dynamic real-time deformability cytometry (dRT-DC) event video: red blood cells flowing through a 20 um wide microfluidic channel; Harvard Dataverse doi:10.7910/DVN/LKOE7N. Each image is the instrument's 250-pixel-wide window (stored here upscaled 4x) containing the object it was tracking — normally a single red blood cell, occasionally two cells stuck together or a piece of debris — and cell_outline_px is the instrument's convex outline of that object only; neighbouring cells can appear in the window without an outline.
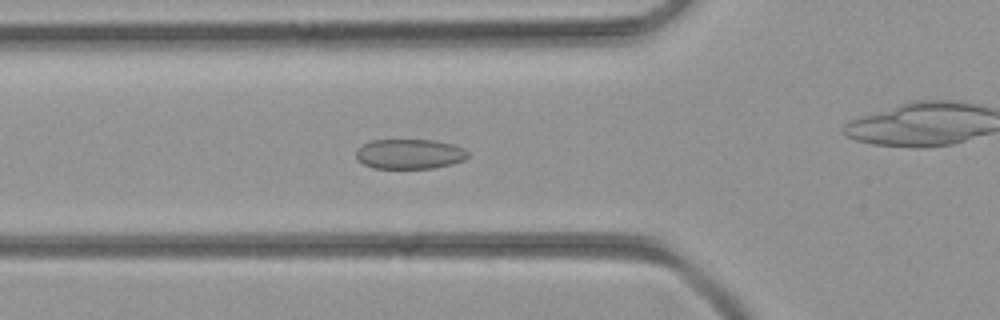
{"species": "common noctule bat (a hibernating species)", "species_latin": "Nyctalus noctula", "temperature_condition": "room temperature", "stored_images_in_passage": 46, "camera_frame_rate_fps": 3000, "um_per_image_px": 0.085, "animal": {"sex": "female", "body_mass_g": 21.9}, "frame": {"image": 1, "passage_image": 16, "time_ms": 5.0, "image_size_px": [1000, 320], "cell_outline_px": [[468, 156], [464, 160], [452, 164], [436, 168], [372, 168], [364, 164], [356, 156], [356, 148], [372, 140], [436, 140], [452, 144], [464, 148], [468, 152]], "centroid_in_image_um": [34.83, 13.09], "position_along_channel_um": 91.0, "area_um2": 19.54}}
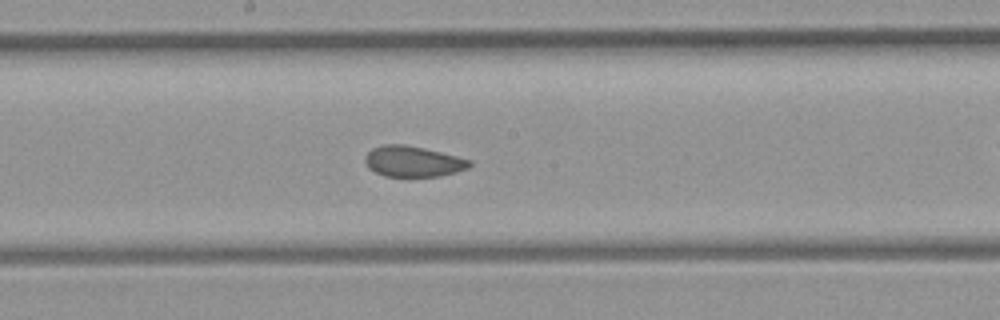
{"frame": {"image": 2, "passage_image": 24, "time_ms": 7.667, "image_size_px": [1000, 320], "cell_outline_px": [[472, 164], [468, 168], [456, 172], [440, 176], [384, 176], [368, 168], [364, 160], [364, 156], [372, 148], [384, 144], [404, 144], [424, 148], [472, 160]], "centroid_in_image_um": [35.09, 13.72], "position_along_channel_um": 213.1, "area_um2": 18.73}}
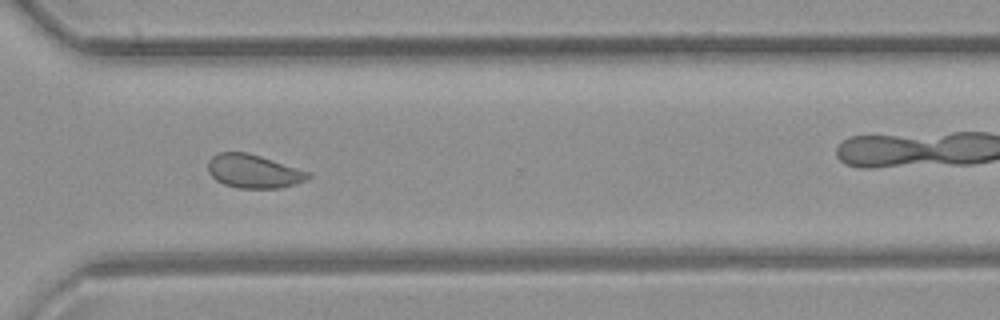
{"frame": {"image": 3, "passage_image": 33, "time_ms": 10.667, "image_size_px": [1000, 320], "cell_outline_px": [[312, 176], [308, 180], [296, 184], [280, 188], [240, 188], [224, 184], [216, 180], [208, 172], [208, 160], [212, 156], [220, 152], [248, 152], [312, 172]], "centroid_in_image_um": [21.6, 14.55], "position_along_channel_um": 349.0, "area_um2": 19.83}}